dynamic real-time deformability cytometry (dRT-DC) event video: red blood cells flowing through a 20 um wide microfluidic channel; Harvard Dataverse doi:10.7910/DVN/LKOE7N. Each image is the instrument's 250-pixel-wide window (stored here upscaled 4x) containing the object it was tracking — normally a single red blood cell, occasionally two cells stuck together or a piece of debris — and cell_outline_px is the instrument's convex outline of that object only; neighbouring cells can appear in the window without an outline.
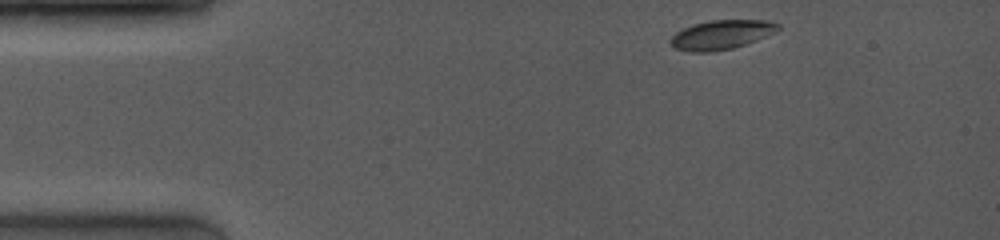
{"species": "common noctule bat (a hibernating species)", "species_latin": "Nyctalus noctula", "temperature_condition": "room temperature", "stored_images_in_passage": 56, "camera_frame_rate_fps": 4000, "um_per_image_px": 0.085, "animal": {"sex": "female", "body_mass_g": 19.0, "forearm_length_mm": 53.3}, "frame": {"image": 1, "passage_image": 1, "time_ms": 0.0, "image_size_px": [1000, 240], "cell_outline_px": [[780, 28], [776, 32], [756, 40], [732, 48], [712, 52], [688, 52], [672, 48], [668, 40], [676, 32], [692, 24], [708, 20], [772, 20], [780, 24]], "centroid_in_image_um": [61.29, 2.95], "position_along_channel_um": 23.7, "area_um2": 18.61}}
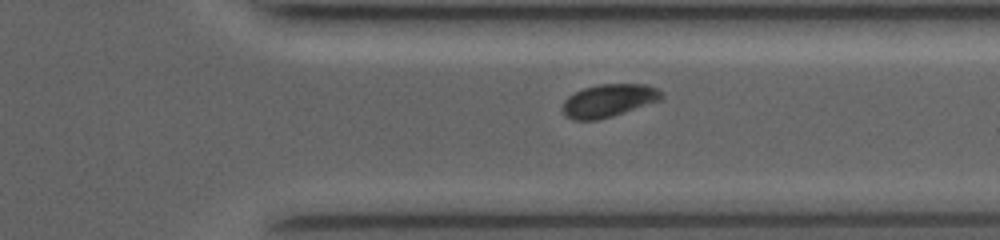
{"frame": {"image": 2, "passage_image": 43, "time_ms": 10.0, "image_size_px": [1000, 240], "cell_outline_px": [[664, 100], [612, 116], [596, 120], [572, 120], [564, 116], [564, 100], [568, 96], [584, 88], [600, 84], [648, 84], [664, 92]], "centroid_in_image_um": [51.81, 8.55], "position_along_channel_um": 359.6, "area_um2": 19.13}}
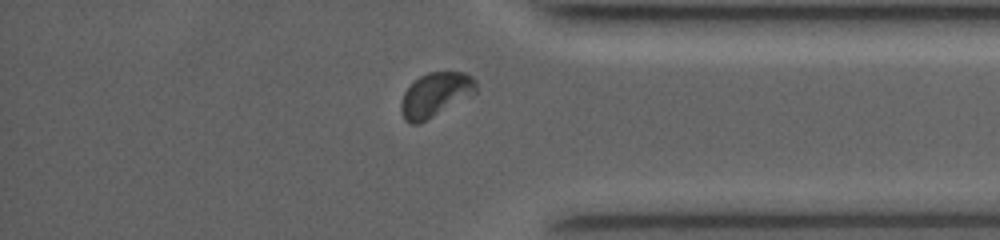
{"frame": {"image": 3, "passage_image": 48, "time_ms": 11.0, "image_size_px": [1000, 240], "cell_outline_px": [[476, 92], [472, 96], [420, 124], [408, 124], [404, 120], [400, 112], [400, 104], [404, 92], [420, 76], [428, 72], [464, 72], [472, 76], [476, 80]], "centroid_in_image_um": [37.01, 8.08], "position_along_channel_um": 398.2, "area_um2": 19.59}, "authors_computed_cell_mechanics": {"area_um2": 18.8428, "velocity_mm_per_s": 4.1056, "shape_relaxation_time_tau1_ms": 1.8373, "shape_relaxation_time_tau2_ms": 4.9238, "deformation_change_tau1": 0.0757, "deformation_change_tau2": 0.0445}}